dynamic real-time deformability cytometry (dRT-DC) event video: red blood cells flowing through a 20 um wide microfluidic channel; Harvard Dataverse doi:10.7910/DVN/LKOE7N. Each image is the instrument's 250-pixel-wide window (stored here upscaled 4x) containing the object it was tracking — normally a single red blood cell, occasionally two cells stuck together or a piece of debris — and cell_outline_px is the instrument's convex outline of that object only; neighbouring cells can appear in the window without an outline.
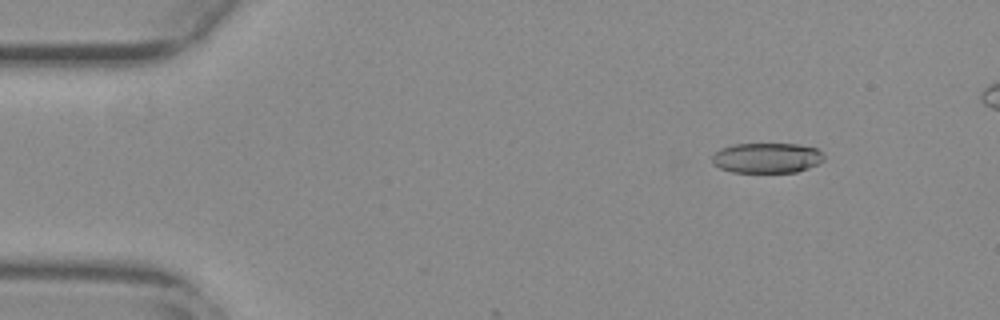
{"species": "common noctule bat (a hibernating species)", "species_latin": "Nyctalus noctula", "temperature_condition": "warm", "stored_images_in_passage": 6, "camera_frame_rate_fps": 3000, "um_per_image_px": 0.085, "animal": {"sex": "female", "body_mass_g": 29.2, "forearm_length_mm": 56.3}, "frame": {"image": 1, "passage_image": 4, "time_ms": 1.0, "image_size_px": [1000, 320], "cell_outline_px": [[824, 160], [820, 164], [796, 172], [732, 172], [720, 168], [712, 164], [712, 156], [720, 148], [736, 144], [800, 144], [816, 148], [824, 156]], "centroid_in_image_um": [65.19, 13.42], "position_along_channel_um": 19.8, "area_um2": 19.77}}